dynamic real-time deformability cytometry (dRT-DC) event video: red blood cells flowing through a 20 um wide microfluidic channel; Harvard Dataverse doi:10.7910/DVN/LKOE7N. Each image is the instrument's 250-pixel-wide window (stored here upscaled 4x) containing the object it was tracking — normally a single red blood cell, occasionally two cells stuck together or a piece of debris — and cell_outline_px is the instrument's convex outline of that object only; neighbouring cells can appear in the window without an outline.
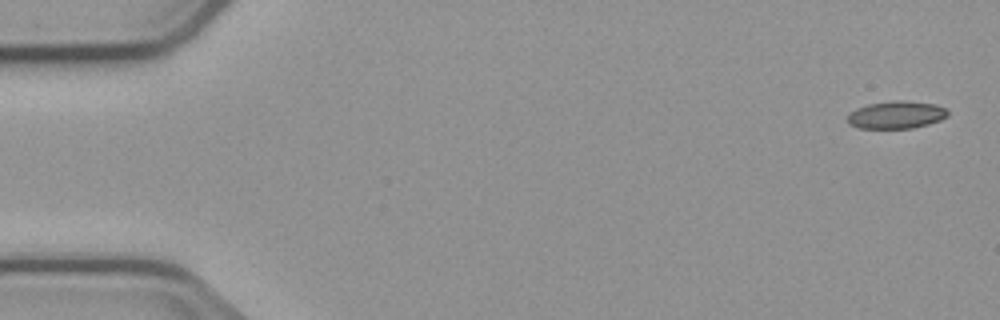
{"species": "common noctule bat (a hibernating species)", "species_latin": "Nyctalus noctula", "temperature_condition": "cold", "stored_images_in_passage": 6, "segment_of_instrument_passage": [1, 2], "camera_frame_rate_fps": 3000, "um_per_image_px": 0.085, "animal": {"sex": "male", "body_mass_g": 23.1, "forearm_length_mm": 52.7}, "frame": {"image": 1, "passage_image": 1, "time_ms": 0.0, "image_size_px": [1000, 320], "cell_outline_px": [[948, 116], [940, 120], [928, 124], [912, 128], [856, 128], [848, 124], [848, 112], [856, 108], [868, 104], [896, 100], [900, 100], [936, 104], [944, 108], [948, 112]], "centroid_in_image_um": [76.15, 9.76], "position_along_channel_um": 8.8, "area_um2": 16.13}}